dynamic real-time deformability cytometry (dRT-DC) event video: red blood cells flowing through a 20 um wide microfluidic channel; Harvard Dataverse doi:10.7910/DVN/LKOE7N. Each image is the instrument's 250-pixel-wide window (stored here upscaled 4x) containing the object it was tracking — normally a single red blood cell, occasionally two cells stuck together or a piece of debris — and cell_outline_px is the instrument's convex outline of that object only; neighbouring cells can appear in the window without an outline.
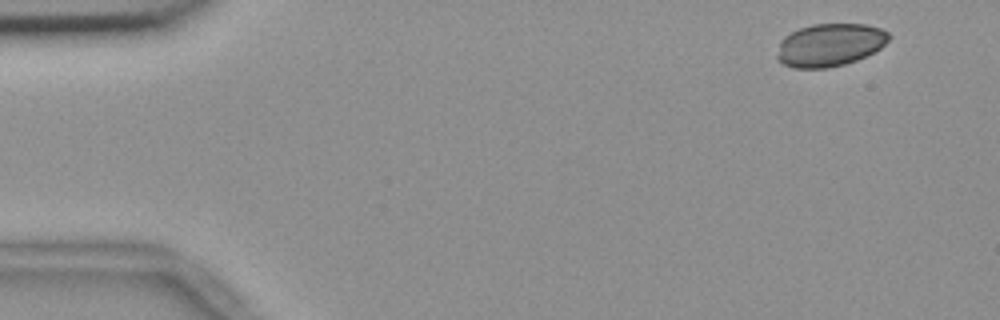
{"species": "common noctule bat (a hibernating species)", "species_latin": "Nyctalus noctula", "temperature_condition": "room temperature", "stored_images_in_passage": 6, "camera_frame_rate_fps": 3000, "um_per_image_px": 0.085, "animal": {"sex": "female", "body_mass_g": 18.4}, "frame": {"image": 1, "passage_image": 1, "time_ms": 0.0, "image_size_px": [1000, 320], "cell_outline_px": [[892, 36], [880, 48], [856, 60], [844, 64], [828, 68], [792, 68], [784, 64], [776, 56], [780, 40], [784, 36], [800, 28], [812, 24], [864, 24], [880, 28], [888, 32]], "centroid_in_image_um": [70.52, 3.81], "position_along_channel_um": 14.5, "area_um2": 27.8}}
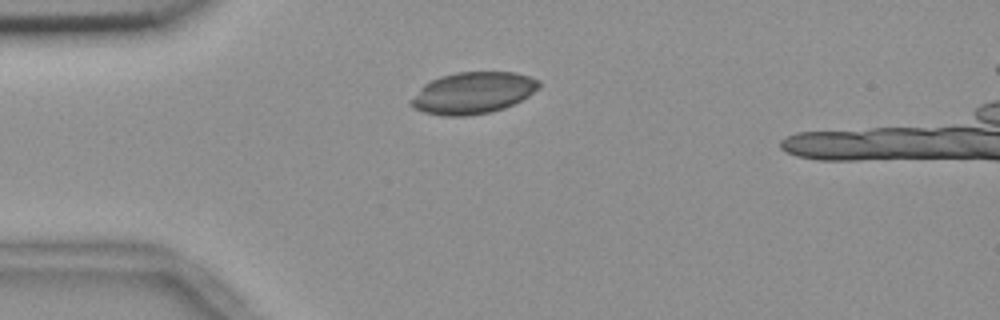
{"frame": {"image": 2, "passage_image": 4, "time_ms": 1.0, "image_size_px": [1000, 320], "cell_outline_px": [[540, 88], [528, 96], [504, 108], [488, 112], [464, 116], [444, 116], [424, 112], [412, 108], [408, 104], [408, 100], [424, 84], [440, 76], [456, 72], [512, 72], [528, 76], [540, 80]], "centroid_in_image_um": [40.16, 7.9], "position_along_channel_um": 44.8, "area_um2": 31.1}}